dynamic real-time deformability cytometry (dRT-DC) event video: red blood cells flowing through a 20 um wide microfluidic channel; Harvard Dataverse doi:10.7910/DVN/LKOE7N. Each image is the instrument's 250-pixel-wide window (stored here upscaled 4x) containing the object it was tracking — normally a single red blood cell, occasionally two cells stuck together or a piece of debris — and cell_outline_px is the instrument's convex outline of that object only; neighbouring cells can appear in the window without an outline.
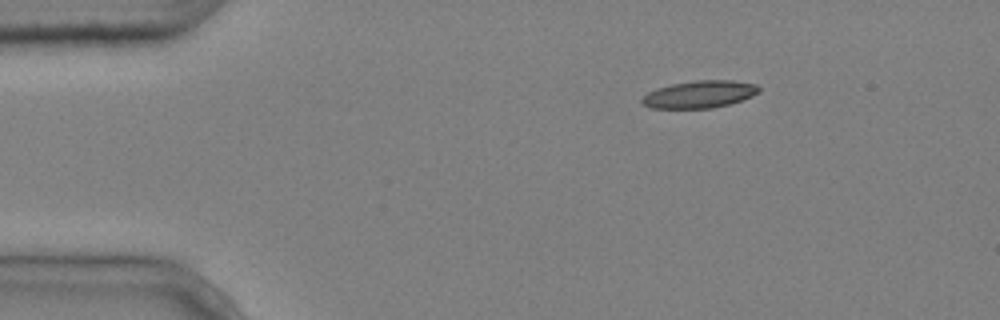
{"species": "common noctule bat (a hibernating species)", "species_latin": "Nyctalus noctula", "temperature_condition": "cold", "stored_images_in_passage": 4, "camera_frame_rate_fps": 3000, "um_per_image_px": 0.085, "animal": {"sex": "male", "body_mass_g": 20.4}, "frame": {"image": 1, "passage_image": 1, "time_ms": 0.0, "image_size_px": [1000, 320], "cell_outline_px": [[760, 92], [752, 96], [728, 104], [712, 108], [652, 108], [640, 104], [640, 100], [648, 92], [656, 88], [672, 84], [696, 80], [732, 80], [756, 84], [760, 88]], "centroid_in_image_um": [59.44, 8.01], "position_along_channel_um": 25.6, "area_um2": 18.61}}